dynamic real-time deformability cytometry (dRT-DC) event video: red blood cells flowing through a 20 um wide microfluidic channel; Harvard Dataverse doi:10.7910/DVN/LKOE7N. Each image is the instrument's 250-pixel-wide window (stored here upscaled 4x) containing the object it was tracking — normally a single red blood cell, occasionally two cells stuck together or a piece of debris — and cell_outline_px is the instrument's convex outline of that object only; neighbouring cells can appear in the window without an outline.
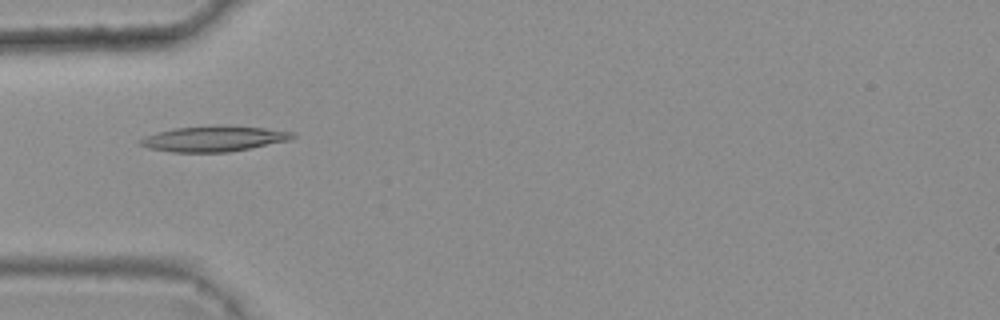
{"species": "common noctule bat (a hibernating species)", "species_latin": "Nyctalus noctula", "temperature_condition": "warm", "stored_images_in_passage": 6, "camera_frame_rate_fps": 3000, "um_per_image_px": 0.085, "animal": {"sex": "female", "body_mass_g": 25.1}, "frame": {"image": 1, "passage_image": 1, "time_ms": 0.0, "image_size_px": [1000, 320], "cell_outline_px": [[296, 136], [288, 140], [228, 152], [172, 152], [148, 148], [140, 144], [136, 140], [144, 136], [156, 132], [172, 128], [264, 128], [296, 132]], "centroid_in_image_um": [18.09, 11.83], "position_along_channel_um": 66.9, "area_um2": 21.56}}
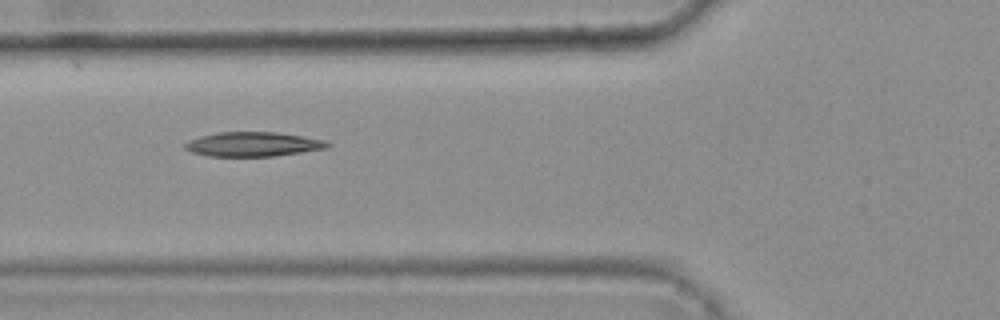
{"frame": {"image": 2, "passage_image": 2, "time_ms": 0.333, "image_size_px": [1000, 320], "cell_outline_px": [[332, 144], [328, 148], [272, 156], [208, 156], [192, 152], [184, 148], [184, 144], [188, 140], [200, 136], [220, 132], [276, 132], [324, 140]], "centroid_in_image_um": [21.48, 12.26], "position_along_channel_um": 104.3, "area_um2": 20.11}}
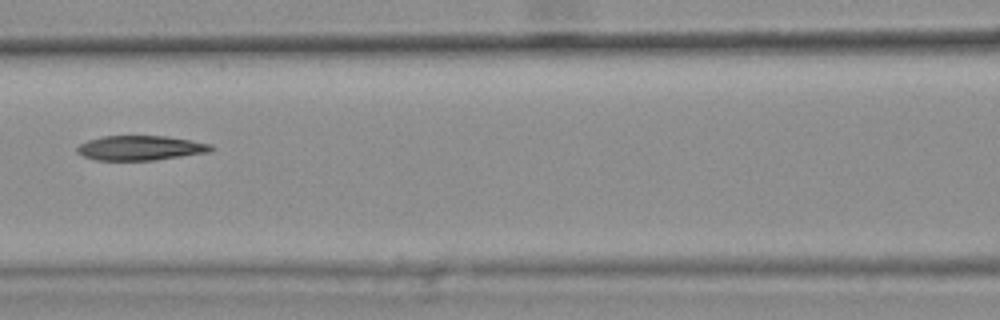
{"frame": {"image": 3, "passage_image": 3, "time_ms": 0.667, "image_size_px": [1000, 320], "cell_outline_px": [[212, 152], [156, 160], [96, 160], [84, 156], [76, 152], [76, 148], [80, 144], [88, 140], [104, 136], [164, 136], [192, 140], [212, 144]], "centroid_in_image_um": [11.96, 12.58], "position_along_channel_um": 154.6, "area_um2": 19.31}}